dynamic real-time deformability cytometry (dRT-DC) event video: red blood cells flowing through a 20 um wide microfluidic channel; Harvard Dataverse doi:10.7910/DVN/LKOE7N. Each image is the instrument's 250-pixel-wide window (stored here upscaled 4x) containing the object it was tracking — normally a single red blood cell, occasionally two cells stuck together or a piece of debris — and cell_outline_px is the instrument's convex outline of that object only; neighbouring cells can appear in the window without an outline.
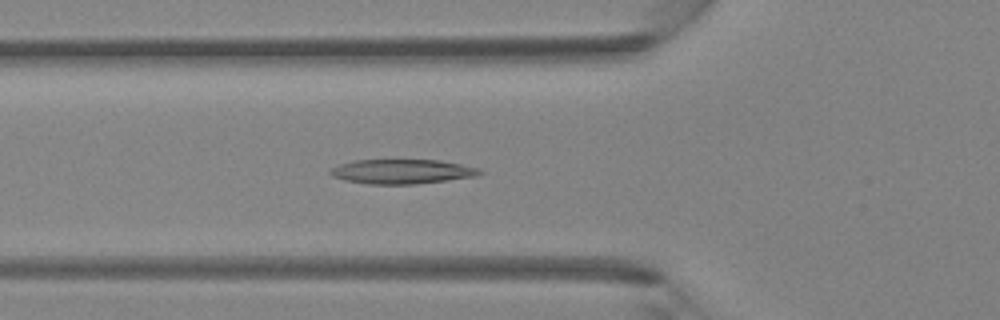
{"species": "Egyptian fruit bat (a non-hibernating species)", "species_latin": "Rousettus aegyptiacus", "temperature_condition": "room temperature", "stored_images_in_passage": 44, "camera_frame_rate_fps": 3000, "um_per_image_px": 0.085, "animal": {"sex": "female"}, "frame": {"image": 1, "passage_image": 16, "time_ms": 5.0, "image_size_px": [1000, 320], "cell_outline_px": [[484, 172], [476, 176], [448, 180], [416, 184], [368, 184], [344, 180], [332, 176], [328, 172], [332, 168], [340, 164], [352, 160], [440, 160], [480, 168]], "centroid_in_image_um": [34.17, 14.58], "position_along_channel_um": 91.6, "area_um2": 21.39}}
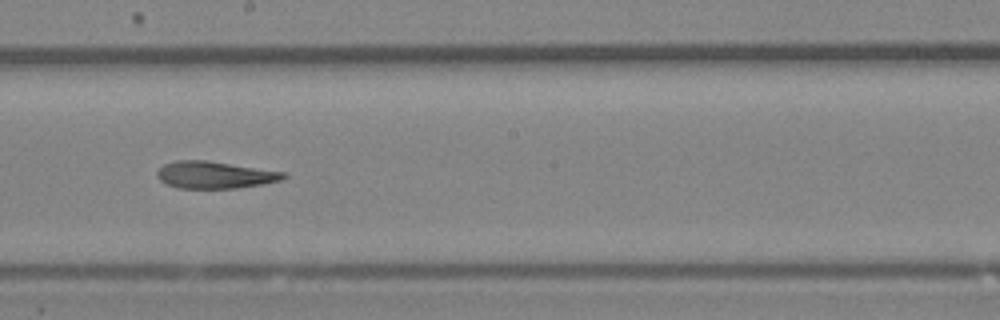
{"frame": {"image": 2, "passage_image": 25, "time_ms": 8.0, "image_size_px": [1000, 320], "cell_outline_px": [[288, 176], [280, 180], [264, 184], [236, 188], [180, 188], [168, 184], [160, 180], [156, 176], [156, 172], [164, 164], [176, 160], [208, 160], [284, 172]], "centroid_in_image_um": [18.25, 14.86], "position_along_channel_um": 230.0, "area_um2": 19.88}}
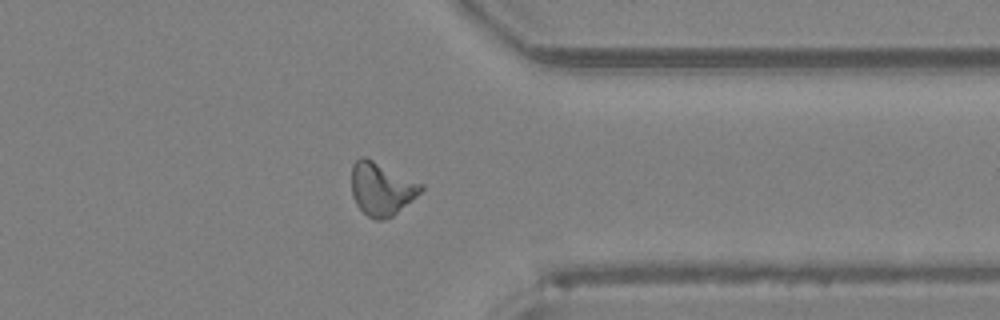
{"frame": {"image": 3, "passage_image": 35, "time_ms": 11.333, "image_size_px": [1000, 320], "cell_outline_px": [[424, 188], [416, 196], [392, 216], [384, 220], [376, 220], [368, 216], [356, 204], [352, 196], [352, 164], [360, 156], [364, 156], [424, 184]], "centroid_in_image_um": [32.41, 16.04], "position_along_channel_um": 379.0, "area_um2": 21.27}}